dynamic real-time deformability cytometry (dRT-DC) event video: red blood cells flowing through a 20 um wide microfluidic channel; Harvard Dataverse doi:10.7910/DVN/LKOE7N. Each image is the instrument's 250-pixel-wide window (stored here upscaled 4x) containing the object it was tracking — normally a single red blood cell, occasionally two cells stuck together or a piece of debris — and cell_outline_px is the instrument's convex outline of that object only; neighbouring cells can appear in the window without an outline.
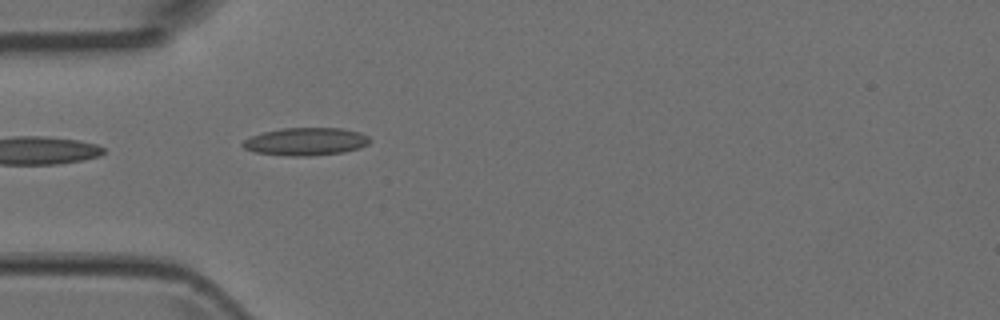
{"species": "Egyptian fruit bat (a non-hibernating species)", "species_latin": "Rousettus aegyptiacus", "temperature_condition": "room temperature", "stored_images_in_passage": 4, "camera_frame_rate_fps": 3000, "um_per_image_px": 0.085, "animal": {"sex": "female"}, "frame": {"image": 1, "passage_image": 4, "time_ms": 1.0, "image_size_px": [1000, 320], "cell_outline_px": [[372, 140], [368, 144], [360, 148], [344, 152], [308, 156], [292, 156], [252, 152], [244, 148], [240, 144], [244, 140], [252, 136], [264, 132], [284, 128], [340, 128], [360, 132], [368, 136]], "centroid_in_image_um": [26.01, 12.03], "position_along_channel_um": 59.0, "area_um2": 20.58}}